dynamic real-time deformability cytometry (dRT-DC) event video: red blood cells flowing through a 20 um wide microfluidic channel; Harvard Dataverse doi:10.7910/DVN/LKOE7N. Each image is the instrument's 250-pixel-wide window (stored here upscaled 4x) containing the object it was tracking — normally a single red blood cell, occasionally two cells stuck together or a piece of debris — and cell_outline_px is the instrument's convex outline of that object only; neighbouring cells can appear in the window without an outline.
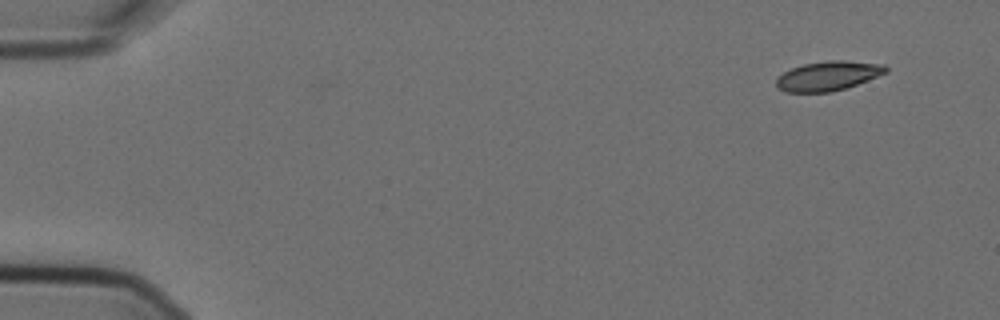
{"species": "Egyptian fruit bat (a non-hibernating species)", "species_latin": "Rousettus aegyptiacus", "temperature_condition": "cold", "stored_images_in_passage": 7, "camera_frame_rate_fps": 3000, "um_per_image_px": 0.085, "animal": {"sex": "female"}, "frame": {"image": 1, "passage_image": 1, "time_ms": 0.0, "image_size_px": [1000, 320], "cell_outline_px": [[888, 72], [868, 80], [832, 92], [784, 92], [776, 88], [776, 76], [792, 68], [804, 64], [828, 60], [844, 60], [884, 64], [888, 68]], "centroid_in_image_um": [70.37, 6.45], "position_along_channel_um": 14.6, "area_um2": 18.9}}
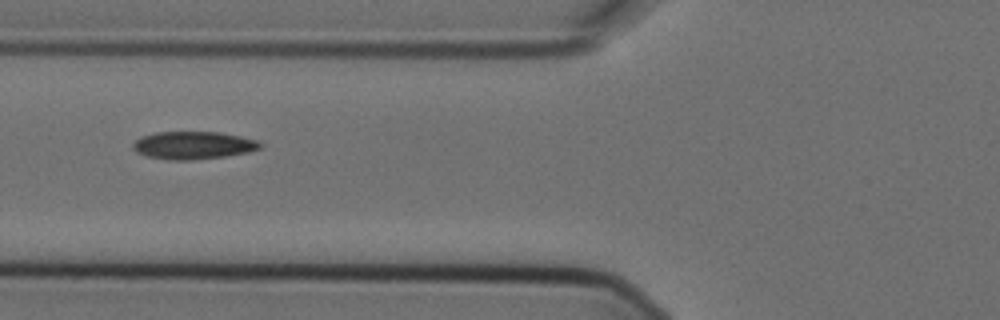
{"frame": {"image": 2, "passage_image": 6, "time_ms": 1.667, "image_size_px": [1000, 320], "cell_outline_px": [[264, 144], [260, 148], [248, 152], [224, 156], [192, 160], [172, 160], [148, 156], [136, 152], [132, 148], [132, 144], [140, 136], [156, 132], [220, 132], [240, 136], [256, 140]], "centroid_in_image_um": [16.41, 12.34], "position_along_channel_um": 109.4, "area_um2": 20.52}}
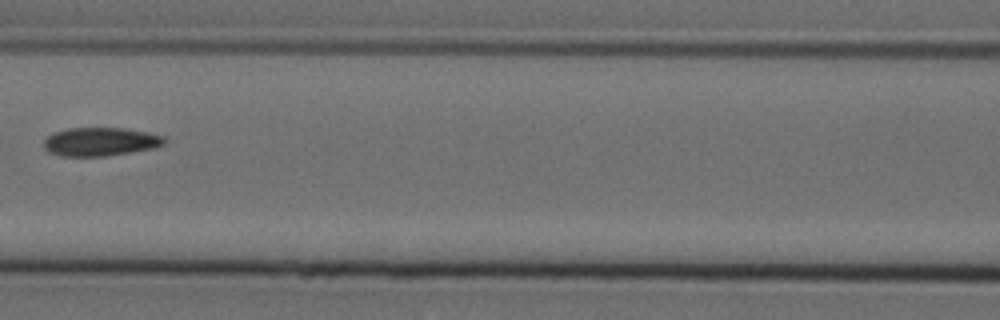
{"frame": {"image": 3, "passage_image": 7, "time_ms": 2.0, "image_size_px": [1000, 320], "cell_outline_px": [[168, 140], [164, 144], [152, 148], [104, 156], [60, 156], [48, 152], [44, 148], [44, 140], [48, 136], [56, 132], [68, 128], [124, 128], [148, 132], [164, 136]], "centroid_in_image_um": [8.53, 12.04], "position_along_channel_um": 158.1, "area_um2": 19.94}}